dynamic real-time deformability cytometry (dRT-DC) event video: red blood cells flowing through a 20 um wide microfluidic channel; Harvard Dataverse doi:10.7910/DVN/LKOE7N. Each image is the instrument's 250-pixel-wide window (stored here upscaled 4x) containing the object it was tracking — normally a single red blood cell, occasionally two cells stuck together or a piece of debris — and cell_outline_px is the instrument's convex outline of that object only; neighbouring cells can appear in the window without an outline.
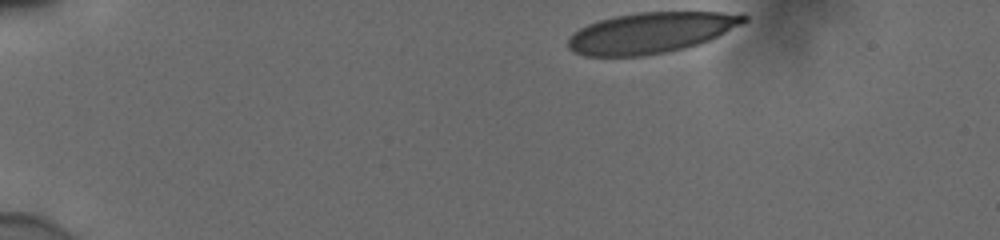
{"species": "human", "species_latin": "Homo sapiens", "temperature_condition": "cold", "stored_images_in_passage": 38, "camera_frame_rate_fps": 3000, "um_per_image_px": 0.085, "donor": {"sex": "male"}, "frame": {"image": 1, "passage_image": 1, "time_ms": 0.0, "image_size_px": [1000, 240], "cell_outline_px": [[748, 20], [700, 44], [684, 48], [644, 56], [584, 56], [572, 52], [568, 48], [568, 36], [572, 32], [588, 24], [600, 20], [616, 16], [636, 12], [744, 12], [748, 16]], "centroid_in_image_um": [55.3, 2.78], "position_along_channel_um": 29.7, "area_um2": 41.85}}
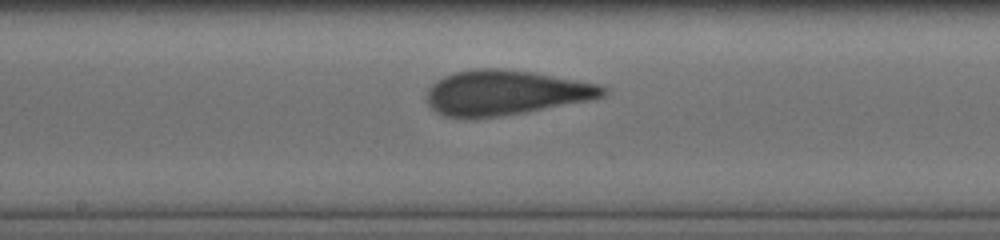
{"frame": {"image": 2, "passage_image": 22, "time_ms": 7.0, "image_size_px": [1000, 240], "cell_outline_px": [[608, 92], [604, 96], [588, 100], [524, 112], [496, 116], [444, 116], [436, 112], [428, 104], [428, 88], [436, 80], [452, 72], [480, 68], [504, 68], [532, 72], [600, 84], [608, 88]], "centroid_in_image_um": [42.98, 7.84], "position_along_channel_um": 205.2, "area_um2": 45.49}}
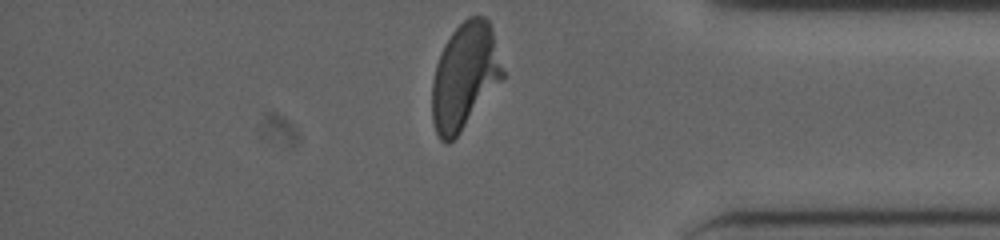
{"frame": {"image": 3, "passage_image": 38, "time_ms": 12.333, "image_size_px": [1000, 240], "cell_outline_px": [[504, 76], [460, 132], [448, 144], [444, 144], [440, 140], [436, 132], [432, 120], [432, 80], [436, 64], [440, 52], [444, 44], [452, 32], [468, 16], [484, 16], [488, 20], [492, 32], [504, 72]], "centroid_in_image_um": [39.46, 6.48], "position_along_channel_um": 395.7, "area_um2": 43.12}, "authors_computed_cell_mechanics": {"area_um2": 45.2285, "velocity_mm_per_s": 3.86, "shape_relaxation_time_tau1_ms": 6.4125, "shape_relaxation_time_tau2_ms": null, "deformation_change_tau1": 0.2268, "deformation_change_tau2": null}}